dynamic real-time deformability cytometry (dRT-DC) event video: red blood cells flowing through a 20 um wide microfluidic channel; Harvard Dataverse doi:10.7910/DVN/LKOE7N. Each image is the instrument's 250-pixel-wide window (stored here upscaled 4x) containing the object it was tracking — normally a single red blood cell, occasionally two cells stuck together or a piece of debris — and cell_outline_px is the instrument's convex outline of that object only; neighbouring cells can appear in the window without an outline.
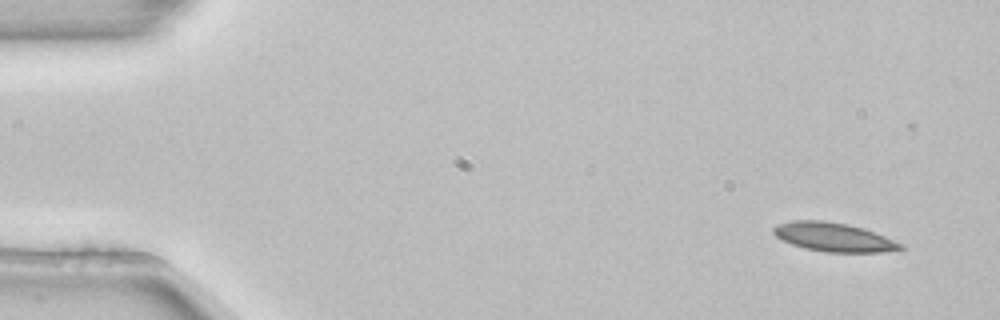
{"species": "common noctule bat (a hibernating species)", "species_latin": "Nyctalus noctula", "temperature_condition": "room temperature", "stored_images_in_passage": 4, "camera_frame_rate_fps": 3000, "um_per_image_px": 0.085, "animal": {"sex": "female", "body_mass_g": 22.7, "forearm_length_mm": 54.2}, "frame": {"image": 1, "passage_image": 1, "time_ms": 0.0, "image_size_px": [1000, 320], "cell_outline_px": [[904, 248], [884, 252], [824, 252], [804, 248], [792, 244], [776, 236], [772, 232], [772, 228], [776, 224], [792, 220], [824, 220], [848, 224], [864, 228], [904, 244]], "centroid_in_image_um": [70.85, 20.14], "position_along_channel_um": 14.2, "area_um2": 21.44}}
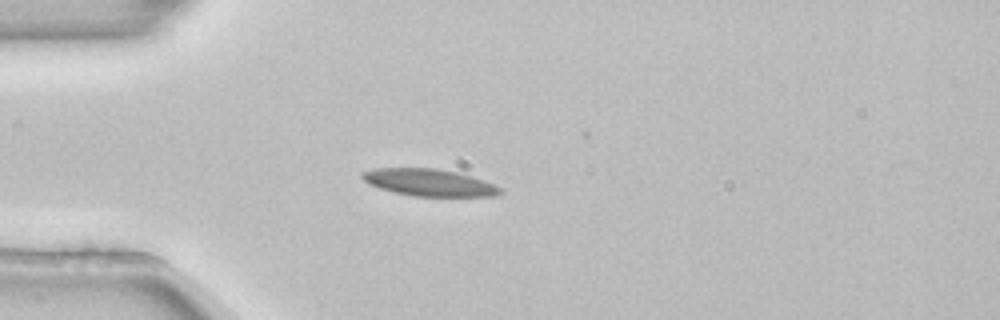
{"frame": {"image": 2, "passage_image": 4, "time_ms": 1.0, "image_size_px": [1000, 320], "cell_outline_px": [[504, 192], [492, 196], [412, 196], [380, 188], [368, 184], [360, 176], [360, 172], [376, 168], [436, 168], [460, 172], [484, 180], [504, 188]], "centroid_in_image_um": [36.51, 15.5], "position_along_channel_um": 48.5, "area_um2": 21.96}}